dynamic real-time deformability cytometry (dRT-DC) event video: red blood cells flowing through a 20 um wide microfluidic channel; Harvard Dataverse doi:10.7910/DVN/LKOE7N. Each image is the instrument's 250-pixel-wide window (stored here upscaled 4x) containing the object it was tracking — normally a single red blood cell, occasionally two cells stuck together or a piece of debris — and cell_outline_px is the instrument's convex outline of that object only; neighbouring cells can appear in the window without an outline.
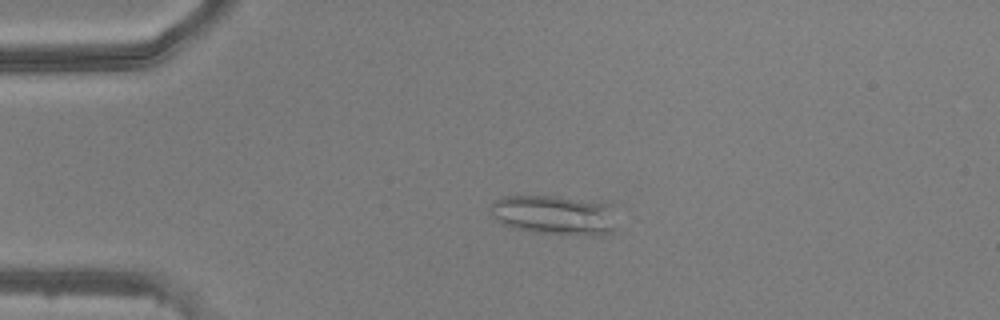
{"species": "common noctule bat (a hibernating species)", "species_latin": "Nyctalus noctula", "temperature_condition": "warm", "stored_images_in_passage": 35, "camera_frame_rate_fps": 3000, "um_per_image_px": 0.085, "animal": {"sex": "male", "body_mass_g": 20.5, "forearm_length_mm": 52.5}, "frame": {"image": 1, "passage_image": 12, "time_ms": 3.667, "image_size_px": [1000, 320], "cell_outline_px": [[612, 232], [600, 236], [584, 236], [532, 232], [512, 228], [504, 224], [492, 212], [492, 204], [496, 200], [504, 196], [552, 196], [604, 200], [612, 204]], "centroid_in_image_um": [47.21, 18.27], "position_along_channel_um": 37.8, "area_um2": 29.36}}
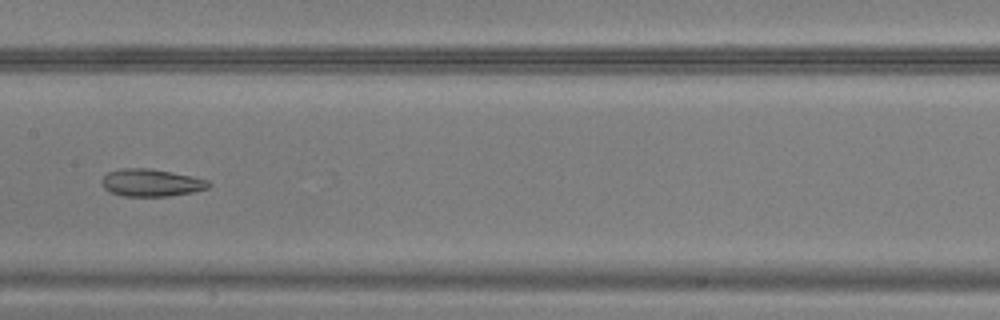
{"frame": {"image": 2, "passage_image": 26, "time_ms": 8.333, "image_size_px": [1000, 320], "cell_outline_px": [[212, 184], [208, 188], [192, 192], [168, 196], [124, 196], [112, 192], [104, 188], [100, 180], [108, 172], [120, 168], [148, 168], [192, 176], [208, 180]], "centroid_in_image_um": [12.85, 15.53], "position_along_channel_um": 194.6, "area_um2": 16.99}}
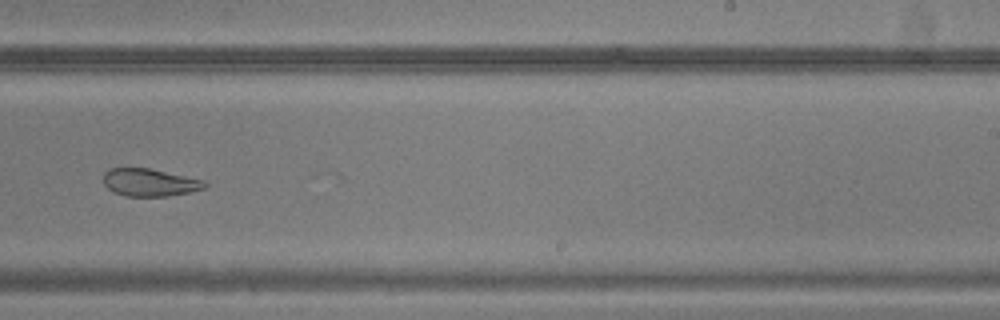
{"frame": {"image": 3, "passage_image": 32, "time_ms": 10.333, "image_size_px": [1000, 320], "cell_outline_px": [[208, 184], [204, 188], [188, 192], [168, 196], [124, 196], [112, 192], [104, 184], [104, 172], [108, 168], [148, 168], [204, 180]], "centroid_in_image_um": [12.69, 15.51], "position_along_channel_um": 276.3, "area_um2": 16.24}}